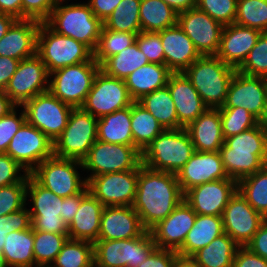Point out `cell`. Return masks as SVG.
Masks as SVG:
<instances>
[{"label": "cell", "instance_id": "obj_8", "mask_svg": "<svg viewBox=\"0 0 267 267\" xmlns=\"http://www.w3.org/2000/svg\"><path fill=\"white\" fill-rule=\"evenodd\" d=\"M97 121L81 107L73 108L67 126L53 142L54 156L82 161L97 140Z\"/></svg>", "mask_w": 267, "mask_h": 267}, {"label": "cell", "instance_id": "obj_68", "mask_svg": "<svg viewBox=\"0 0 267 267\" xmlns=\"http://www.w3.org/2000/svg\"><path fill=\"white\" fill-rule=\"evenodd\" d=\"M0 267H6L1 250H0Z\"/></svg>", "mask_w": 267, "mask_h": 267}, {"label": "cell", "instance_id": "obj_44", "mask_svg": "<svg viewBox=\"0 0 267 267\" xmlns=\"http://www.w3.org/2000/svg\"><path fill=\"white\" fill-rule=\"evenodd\" d=\"M136 36L135 33L102 28L97 46L93 51V59L101 65L109 57L130 47L135 42Z\"/></svg>", "mask_w": 267, "mask_h": 267}, {"label": "cell", "instance_id": "obj_9", "mask_svg": "<svg viewBox=\"0 0 267 267\" xmlns=\"http://www.w3.org/2000/svg\"><path fill=\"white\" fill-rule=\"evenodd\" d=\"M79 168H83L82 161L53 155L40 163L30 175L44 188L65 198L79 194L87 187V180H81L78 173Z\"/></svg>", "mask_w": 267, "mask_h": 267}, {"label": "cell", "instance_id": "obj_28", "mask_svg": "<svg viewBox=\"0 0 267 267\" xmlns=\"http://www.w3.org/2000/svg\"><path fill=\"white\" fill-rule=\"evenodd\" d=\"M185 129L195 151L217 152L224 144L219 108H207Z\"/></svg>", "mask_w": 267, "mask_h": 267}, {"label": "cell", "instance_id": "obj_48", "mask_svg": "<svg viewBox=\"0 0 267 267\" xmlns=\"http://www.w3.org/2000/svg\"><path fill=\"white\" fill-rule=\"evenodd\" d=\"M237 71L267 79V32H262L246 60Z\"/></svg>", "mask_w": 267, "mask_h": 267}, {"label": "cell", "instance_id": "obj_1", "mask_svg": "<svg viewBox=\"0 0 267 267\" xmlns=\"http://www.w3.org/2000/svg\"><path fill=\"white\" fill-rule=\"evenodd\" d=\"M183 200L184 193L176 174L153 170L141 164L132 207L147 231L164 220Z\"/></svg>", "mask_w": 267, "mask_h": 267}, {"label": "cell", "instance_id": "obj_60", "mask_svg": "<svg viewBox=\"0 0 267 267\" xmlns=\"http://www.w3.org/2000/svg\"><path fill=\"white\" fill-rule=\"evenodd\" d=\"M121 0H88L93 14L102 22L108 18Z\"/></svg>", "mask_w": 267, "mask_h": 267}, {"label": "cell", "instance_id": "obj_55", "mask_svg": "<svg viewBox=\"0 0 267 267\" xmlns=\"http://www.w3.org/2000/svg\"><path fill=\"white\" fill-rule=\"evenodd\" d=\"M24 172L21 175L19 172ZM20 174V175H18ZM28 173L12 157L0 153V187L21 182Z\"/></svg>", "mask_w": 267, "mask_h": 267}, {"label": "cell", "instance_id": "obj_2", "mask_svg": "<svg viewBox=\"0 0 267 267\" xmlns=\"http://www.w3.org/2000/svg\"><path fill=\"white\" fill-rule=\"evenodd\" d=\"M236 70L216 55H206L200 56L183 73L208 108H220L225 103Z\"/></svg>", "mask_w": 267, "mask_h": 267}, {"label": "cell", "instance_id": "obj_3", "mask_svg": "<svg viewBox=\"0 0 267 267\" xmlns=\"http://www.w3.org/2000/svg\"><path fill=\"white\" fill-rule=\"evenodd\" d=\"M194 152L185 128L164 129L141 152V163L153 170L177 174Z\"/></svg>", "mask_w": 267, "mask_h": 267}, {"label": "cell", "instance_id": "obj_32", "mask_svg": "<svg viewBox=\"0 0 267 267\" xmlns=\"http://www.w3.org/2000/svg\"><path fill=\"white\" fill-rule=\"evenodd\" d=\"M97 140L134 146L131 130V106L98 118Z\"/></svg>", "mask_w": 267, "mask_h": 267}, {"label": "cell", "instance_id": "obj_41", "mask_svg": "<svg viewBox=\"0 0 267 267\" xmlns=\"http://www.w3.org/2000/svg\"><path fill=\"white\" fill-rule=\"evenodd\" d=\"M141 0H121L112 14L103 22V28L119 32H141L139 17Z\"/></svg>", "mask_w": 267, "mask_h": 267}, {"label": "cell", "instance_id": "obj_4", "mask_svg": "<svg viewBox=\"0 0 267 267\" xmlns=\"http://www.w3.org/2000/svg\"><path fill=\"white\" fill-rule=\"evenodd\" d=\"M59 0L45 23L57 34L71 37L95 50L103 22L97 18L89 4L64 5Z\"/></svg>", "mask_w": 267, "mask_h": 267}, {"label": "cell", "instance_id": "obj_45", "mask_svg": "<svg viewBox=\"0 0 267 267\" xmlns=\"http://www.w3.org/2000/svg\"><path fill=\"white\" fill-rule=\"evenodd\" d=\"M231 152L267 154V134L259 126L224 139Z\"/></svg>", "mask_w": 267, "mask_h": 267}, {"label": "cell", "instance_id": "obj_65", "mask_svg": "<svg viewBox=\"0 0 267 267\" xmlns=\"http://www.w3.org/2000/svg\"><path fill=\"white\" fill-rule=\"evenodd\" d=\"M17 19L11 15L0 13V39L8 32Z\"/></svg>", "mask_w": 267, "mask_h": 267}, {"label": "cell", "instance_id": "obj_12", "mask_svg": "<svg viewBox=\"0 0 267 267\" xmlns=\"http://www.w3.org/2000/svg\"><path fill=\"white\" fill-rule=\"evenodd\" d=\"M27 197L33 203L32 210L28 209L33 230L68 236V225L60 217L63 197L44 188L30 174L27 175L26 200Z\"/></svg>", "mask_w": 267, "mask_h": 267}, {"label": "cell", "instance_id": "obj_69", "mask_svg": "<svg viewBox=\"0 0 267 267\" xmlns=\"http://www.w3.org/2000/svg\"><path fill=\"white\" fill-rule=\"evenodd\" d=\"M90 267H100L95 262Z\"/></svg>", "mask_w": 267, "mask_h": 267}, {"label": "cell", "instance_id": "obj_14", "mask_svg": "<svg viewBox=\"0 0 267 267\" xmlns=\"http://www.w3.org/2000/svg\"><path fill=\"white\" fill-rule=\"evenodd\" d=\"M5 154L30 174L45 159L54 155V143L25 121L11 139Z\"/></svg>", "mask_w": 267, "mask_h": 267}, {"label": "cell", "instance_id": "obj_13", "mask_svg": "<svg viewBox=\"0 0 267 267\" xmlns=\"http://www.w3.org/2000/svg\"><path fill=\"white\" fill-rule=\"evenodd\" d=\"M134 102L125 80L108 76L99 70L81 108L94 117L100 118L131 106Z\"/></svg>", "mask_w": 267, "mask_h": 267}, {"label": "cell", "instance_id": "obj_21", "mask_svg": "<svg viewBox=\"0 0 267 267\" xmlns=\"http://www.w3.org/2000/svg\"><path fill=\"white\" fill-rule=\"evenodd\" d=\"M236 191V180H215L189 189L184 194V200L197 214L222 216Z\"/></svg>", "mask_w": 267, "mask_h": 267}, {"label": "cell", "instance_id": "obj_34", "mask_svg": "<svg viewBox=\"0 0 267 267\" xmlns=\"http://www.w3.org/2000/svg\"><path fill=\"white\" fill-rule=\"evenodd\" d=\"M34 230L14 231L6 235L2 255L6 267H33L35 258L33 252Z\"/></svg>", "mask_w": 267, "mask_h": 267}, {"label": "cell", "instance_id": "obj_58", "mask_svg": "<svg viewBox=\"0 0 267 267\" xmlns=\"http://www.w3.org/2000/svg\"><path fill=\"white\" fill-rule=\"evenodd\" d=\"M89 192L86 187L81 193L65 197L62 202V212L60 217L69 225L77 213L81 199Z\"/></svg>", "mask_w": 267, "mask_h": 267}, {"label": "cell", "instance_id": "obj_6", "mask_svg": "<svg viewBox=\"0 0 267 267\" xmlns=\"http://www.w3.org/2000/svg\"><path fill=\"white\" fill-rule=\"evenodd\" d=\"M99 70L94 59L55 70L49 74L48 90L62 102L81 107Z\"/></svg>", "mask_w": 267, "mask_h": 267}, {"label": "cell", "instance_id": "obj_47", "mask_svg": "<svg viewBox=\"0 0 267 267\" xmlns=\"http://www.w3.org/2000/svg\"><path fill=\"white\" fill-rule=\"evenodd\" d=\"M219 110L224 139L258 125V119L243 107L219 108Z\"/></svg>", "mask_w": 267, "mask_h": 267}, {"label": "cell", "instance_id": "obj_27", "mask_svg": "<svg viewBox=\"0 0 267 267\" xmlns=\"http://www.w3.org/2000/svg\"><path fill=\"white\" fill-rule=\"evenodd\" d=\"M40 23L34 19H17L0 39V56L20 61L34 56Z\"/></svg>", "mask_w": 267, "mask_h": 267}, {"label": "cell", "instance_id": "obj_54", "mask_svg": "<svg viewBox=\"0 0 267 267\" xmlns=\"http://www.w3.org/2000/svg\"><path fill=\"white\" fill-rule=\"evenodd\" d=\"M59 0H22V19L45 22Z\"/></svg>", "mask_w": 267, "mask_h": 267}, {"label": "cell", "instance_id": "obj_17", "mask_svg": "<svg viewBox=\"0 0 267 267\" xmlns=\"http://www.w3.org/2000/svg\"><path fill=\"white\" fill-rule=\"evenodd\" d=\"M266 219L237 190L222 213L223 230L240 247H245Z\"/></svg>", "mask_w": 267, "mask_h": 267}, {"label": "cell", "instance_id": "obj_22", "mask_svg": "<svg viewBox=\"0 0 267 267\" xmlns=\"http://www.w3.org/2000/svg\"><path fill=\"white\" fill-rule=\"evenodd\" d=\"M177 181L185 194L189 189L215 180L231 179L225 172L219 151H195L177 172Z\"/></svg>", "mask_w": 267, "mask_h": 267}, {"label": "cell", "instance_id": "obj_66", "mask_svg": "<svg viewBox=\"0 0 267 267\" xmlns=\"http://www.w3.org/2000/svg\"><path fill=\"white\" fill-rule=\"evenodd\" d=\"M258 125L265 131L267 134V101L265 103L264 109L261 116L258 118Z\"/></svg>", "mask_w": 267, "mask_h": 267}, {"label": "cell", "instance_id": "obj_42", "mask_svg": "<svg viewBox=\"0 0 267 267\" xmlns=\"http://www.w3.org/2000/svg\"><path fill=\"white\" fill-rule=\"evenodd\" d=\"M93 263L94 243L68 238L50 267H90Z\"/></svg>", "mask_w": 267, "mask_h": 267}, {"label": "cell", "instance_id": "obj_62", "mask_svg": "<svg viewBox=\"0 0 267 267\" xmlns=\"http://www.w3.org/2000/svg\"><path fill=\"white\" fill-rule=\"evenodd\" d=\"M0 13L22 19V0H0Z\"/></svg>", "mask_w": 267, "mask_h": 267}, {"label": "cell", "instance_id": "obj_49", "mask_svg": "<svg viewBox=\"0 0 267 267\" xmlns=\"http://www.w3.org/2000/svg\"><path fill=\"white\" fill-rule=\"evenodd\" d=\"M196 7L222 26L234 24L237 14V0H197Z\"/></svg>", "mask_w": 267, "mask_h": 267}, {"label": "cell", "instance_id": "obj_57", "mask_svg": "<svg viewBox=\"0 0 267 267\" xmlns=\"http://www.w3.org/2000/svg\"><path fill=\"white\" fill-rule=\"evenodd\" d=\"M232 267H267V260L254 254L247 247H239Z\"/></svg>", "mask_w": 267, "mask_h": 267}, {"label": "cell", "instance_id": "obj_38", "mask_svg": "<svg viewBox=\"0 0 267 267\" xmlns=\"http://www.w3.org/2000/svg\"><path fill=\"white\" fill-rule=\"evenodd\" d=\"M148 63L146 55L134 42L130 47L106 59L100 65V70L108 76L125 80L133 71Z\"/></svg>", "mask_w": 267, "mask_h": 267}, {"label": "cell", "instance_id": "obj_36", "mask_svg": "<svg viewBox=\"0 0 267 267\" xmlns=\"http://www.w3.org/2000/svg\"><path fill=\"white\" fill-rule=\"evenodd\" d=\"M141 32H160L177 24L178 13L162 0H141Z\"/></svg>", "mask_w": 267, "mask_h": 267}, {"label": "cell", "instance_id": "obj_18", "mask_svg": "<svg viewBox=\"0 0 267 267\" xmlns=\"http://www.w3.org/2000/svg\"><path fill=\"white\" fill-rule=\"evenodd\" d=\"M178 25L201 56L216 55L223 26L197 7L178 13Z\"/></svg>", "mask_w": 267, "mask_h": 267}, {"label": "cell", "instance_id": "obj_51", "mask_svg": "<svg viewBox=\"0 0 267 267\" xmlns=\"http://www.w3.org/2000/svg\"><path fill=\"white\" fill-rule=\"evenodd\" d=\"M30 227L31 216L26 206L8 215L0 216V250L2 251L7 234L16 230H26Z\"/></svg>", "mask_w": 267, "mask_h": 267}, {"label": "cell", "instance_id": "obj_26", "mask_svg": "<svg viewBox=\"0 0 267 267\" xmlns=\"http://www.w3.org/2000/svg\"><path fill=\"white\" fill-rule=\"evenodd\" d=\"M165 65L173 72H184L201 55L178 23L159 32Z\"/></svg>", "mask_w": 267, "mask_h": 267}, {"label": "cell", "instance_id": "obj_24", "mask_svg": "<svg viewBox=\"0 0 267 267\" xmlns=\"http://www.w3.org/2000/svg\"><path fill=\"white\" fill-rule=\"evenodd\" d=\"M261 33L257 29L236 23L223 26L216 56L225 64L238 69L246 60Z\"/></svg>", "mask_w": 267, "mask_h": 267}, {"label": "cell", "instance_id": "obj_52", "mask_svg": "<svg viewBox=\"0 0 267 267\" xmlns=\"http://www.w3.org/2000/svg\"><path fill=\"white\" fill-rule=\"evenodd\" d=\"M135 42L150 63L165 64L164 50L159 32H139Z\"/></svg>", "mask_w": 267, "mask_h": 267}, {"label": "cell", "instance_id": "obj_10", "mask_svg": "<svg viewBox=\"0 0 267 267\" xmlns=\"http://www.w3.org/2000/svg\"><path fill=\"white\" fill-rule=\"evenodd\" d=\"M141 164V152L136 147L96 140L82 160V169L90 171L88 181L98 175L139 169Z\"/></svg>", "mask_w": 267, "mask_h": 267}, {"label": "cell", "instance_id": "obj_23", "mask_svg": "<svg viewBox=\"0 0 267 267\" xmlns=\"http://www.w3.org/2000/svg\"><path fill=\"white\" fill-rule=\"evenodd\" d=\"M145 231L132 206H106L101 215L98 240L132 239Z\"/></svg>", "mask_w": 267, "mask_h": 267}, {"label": "cell", "instance_id": "obj_63", "mask_svg": "<svg viewBox=\"0 0 267 267\" xmlns=\"http://www.w3.org/2000/svg\"><path fill=\"white\" fill-rule=\"evenodd\" d=\"M177 13L194 9L197 6V0H162Z\"/></svg>", "mask_w": 267, "mask_h": 267}, {"label": "cell", "instance_id": "obj_59", "mask_svg": "<svg viewBox=\"0 0 267 267\" xmlns=\"http://www.w3.org/2000/svg\"><path fill=\"white\" fill-rule=\"evenodd\" d=\"M245 247L254 254L267 260V220L260 226L251 241Z\"/></svg>", "mask_w": 267, "mask_h": 267}, {"label": "cell", "instance_id": "obj_31", "mask_svg": "<svg viewBox=\"0 0 267 267\" xmlns=\"http://www.w3.org/2000/svg\"><path fill=\"white\" fill-rule=\"evenodd\" d=\"M223 233L222 216L197 214L192 229L187 233L177 253L181 259H189L195 252Z\"/></svg>", "mask_w": 267, "mask_h": 267}, {"label": "cell", "instance_id": "obj_30", "mask_svg": "<svg viewBox=\"0 0 267 267\" xmlns=\"http://www.w3.org/2000/svg\"><path fill=\"white\" fill-rule=\"evenodd\" d=\"M172 73L165 64L149 62L133 71L125 79V83L131 98L137 102L144 95L167 86Z\"/></svg>", "mask_w": 267, "mask_h": 267}, {"label": "cell", "instance_id": "obj_25", "mask_svg": "<svg viewBox=\"0 0 267 267\" xmlns=\"http://www.w3.org/2000/svg\"><path fill=\"white\" fill-rule=\"evenodd\" d=\"M167 87L175 105L178 129L186 128L208 108L183 72L172 73Z\"/></svg>", "mask_w": 267, "mask_h": 267}, {"label": "cell", "instance_id": "obj_53", "mask_svg": "<svg viewBox=\"0 0 267 267\" xmlns=\"http://www.w3.org/2000/svg\"><path fill=\"white\" fill-rule=\"evenodd\" d=\"M15 107L7 115L0 118V153H6L9 143L21 125L26 121V114L23 109L17 116L18 110Z\"/></svg>", "mask_w": 267, "mask_h": 267}, {"label": "cell", "instance_id": "obj_11", "mask_svg": "<svg viewBox=\"0 0 267 267\" xmlns=\"http://www.w3.org/2000/svg\"><path fill=\"white\" fill-rule=\"evenodd\" d=\"M26 121L55 141L65 129L74 107L62 102L49 90L26 101L22 106Z\"/></svg>", "mask_w": 267, "mask_h": 267}, {"label": "cell", "instance_id": "obj_64", "mask_svg": "<svg viewBox=\"0 0 267 267\" xmlns=\"http://www.w3.org/2000/svg\"><path fill=\"white\" fill-rule=\"evenodd\" d=\"M15 107L19 106H17L3 90H0V118L7 115Z\"/></svg>", "mask_w": 267, "mask_h": 267}, {"label": "cell", "instance_id": "obj_43", "mask_svg": "<svg viewBox=\"0 0 267 267\" xmlns=\"http://www.w3.org/2000/svg\"><path fill=\"white\" fill-rule=\"evenodd\" d=\"M67 239L66 234L34 230V267H50Z\"/></svg>", "mask_w": 267, "mask_h": 267}, {"label": "cell", "instance_id": "obj_29", "mask_svg": "<svg viewBox=\"0 0 267 267\" xmlns=\"http://www.w3.org/2000/svg\"><path fill=\"white\" fill-rule=\"evenodd\" d=\"M104 205L88 192L80 201L77 213L68 225V238L95 243L100 231Z\"/></svg>", "mask_w": 267, "mask_h": 267}, {"label": "cell", "instance_id": "obj_5", "mask_svg": "<svg viewBox=\"0 0 267 267\" xmlns=\"http://www.w3.org/2000/svg\"><path fill=\"white\" fill-rule=\"evenodd\" d=\"M36 54L46 65L49 74L93 59V51L87 45L57 34L45 22H41L38 29Z\"/></svg>", "mask_w": 267, "mask_h": 267}, {"label": "cell", "instance_id": "obj_39", "mask_svg": "<svg viewBox=\"0 0 267 267\" xmlns=\"http://www.w3.org/2000/svg\"><path fill=\"white\" fill-rule=\"evenodd\" d=\"M149 111L164 129H178V118L167 86L144 95L137 101Z\"/></svg>", "mask_w": 267, "mask_h": 267}, {"label": "cell", "instance_id": "obj_40", "mask_svg": "<svg viewBox=\"0 0 267 267\" xmlns=\"http://www.w3.org/2000/svg\"><path fill=\"white\" fill-rule=\"evenodd\" d=\"M237 190L258 213L267 218V165L239 180Z\"/></svg>", "mask_w": 267, "mask_h": 267}, {"label": "cell", "instance_id": "obj_19", "mask_svg": "<svg viewBox=\"0 0 267 267\" xmlns=\"http://www.w3.org/2000/svg\"><path fill=\"white\" fill-rule=\"evenodd\" d=\"M266 101L267 79L246 75L236 70L225 103L220 108L243 107L258 119Z\"/></svg>", "mask_w": 267, "mask_h": 267}, {"label": "cell", "instance_id": "obj_46", "mask_svg": "<svg viewBox=\"0 0 267 267\" xmlns=\"http://www.w3.org/2000/svg\"><path fill=\"white\" fill-rule=\"evenodd\" d=\"M234 23L267 32V0H237Z\"/></svg>", "mask_w": 267, "mask_h": 267}, {"label": "cell", "instance_id": "obj_56", "mask_svg": "<svg viewBox=\"0 0 267 267\" xmlns=\"http://www.w3.org/2000/svg\"><path fill=\"white\" fill-rule=\"evenodd\" d=\"M180 259L176 251L156 248L138 267H175Z\"/></svg>", "mask_w": 267, "mask_h": 267}, {"label": "cell", "instance_id": "obj_7", "mask_svg": "<svg viewBox=\"0 0 267 267\" xmlns=\"http://www.w3.org/2000/svg\"><path fill=\"white\" fill-rule=\"evenodd\" d=\"M150 231L122 240H97L94 262L100 267H138L156 249Z\"/></svg>", "mask_w": 267, "mask_h": 267}, {"label": "cell", "instance_id": "obj_50", "mask_svg": "<svg viewBox=\"0 0 267 267\" xmlns=\"http://www.w3.org/2000/svg\"><path fill=\"white\" fill-rule=\"evenodd\" d=\"M27 176L19 183L0 187V216L18 211L26 205Z\"/></svg>", "mask_w": 267, "mask_h": 267}, {"label": "cell", "instance_id": "obj_67", "mask_svg": "<svg viewBox=\"0 0 267 267\" xmlns=\"http://www.w3.org/2000/svg\"><path fill=\"white\" fill-rule=\"evenodd\" d=\"M175 267H197L190 259H180Z\"/></svg>", "mask_w": 267, "mask_h": 267}, {"label": "cell", "instance_id": "obj_15", "mask_svg": "<svg viewBox=\"0 0 267 267\" xmlns=\"http://www.w3.org/2000/svg\"><path fill=\"white\" fill-rule=\"evenodd\" d=\"M48 89V70L40 57L35 54L19 62L4 92L17 106H22L26 101Z\"/></svg>", "mask_w": 267, "mask_h": 267}, {"label": "cell", "instance_id": "obj_61", "mask_svg": "<svg viewBox=\"0 0 267 267\" xmlns=\"http://www.w3.org/2000/svg\"><path fill=\"white\" fill-rule=\"evenodd\" d=\"M19 62L18 59L0 56V90H5Z\"/></svg>", "mask_w": 267, "mask_h": 267}, {"label": "cell", "instance_id": "obj_35", "mask_svg": "<svg viewBox=\"0 0 267 267\" xmlns=\"http://www.w3.org/2000/svg\"><path fill=\"white\" fill-rule=\"evenodd\" d=\"M226 174L237 182L267 165V154L231 152L225 143L219 150Z\"/></svg>", "mask_w": 267, "mask_h": 267}, {"label": "cell", "instance_id": "obj_37", "mask_svg": "<svg viewBox=\"0 0 267 267\" xmlns=\"http://www.w3.org/2000/svg\"><path fill=\"white\" fill-rule=\"evenodd\" d=\"M131 130L134 147L142 152L163 130L164 127L141 104L131 105Z\"/></svg>", "mask_w": 267, "mask_h": 267}, {"label": "cell", "instance_id": "obj_33", "mask_svg": "<svg viewBox=\"0 0 267 267\" xmlns=\"http://www.w3.org/2000/svg\"><path fill=\"white\" fill-rule=\"evenodd\" d=\"M240 246L225 232L199 249L189 259L197 267H232Z\"/></svg>", "mask_w": 267, "mask_h": 267}, {"label": "cell", "instance_id": "obj_16", "mask_svg": "<svg viewBox=\"0 0 267 267\" xmlns=\"http://www.w3.org/2000/svg\"><path fill=\"white\" fill-rule=\"evenodd\" d=\"M138 169L91 177L89 192L106 206H132L136 196Z\"/></svg>", "mask_w": 267, "mask_h": 267}, {"label": "cell", "instance_id": "obj_20", "mask_svg": "<svg viewBox=\"0 0 267 267\" xmlns=\"http://www.w3.org/2000/svg\"><path fill=\"white\" fill-rule=\"evenodd\" d=\"M197 213L183 200L149 231L157 248L178 251L192 229Z\"/></svg>", "mask_w": 267, "mask_h": 267}]
</instances>
